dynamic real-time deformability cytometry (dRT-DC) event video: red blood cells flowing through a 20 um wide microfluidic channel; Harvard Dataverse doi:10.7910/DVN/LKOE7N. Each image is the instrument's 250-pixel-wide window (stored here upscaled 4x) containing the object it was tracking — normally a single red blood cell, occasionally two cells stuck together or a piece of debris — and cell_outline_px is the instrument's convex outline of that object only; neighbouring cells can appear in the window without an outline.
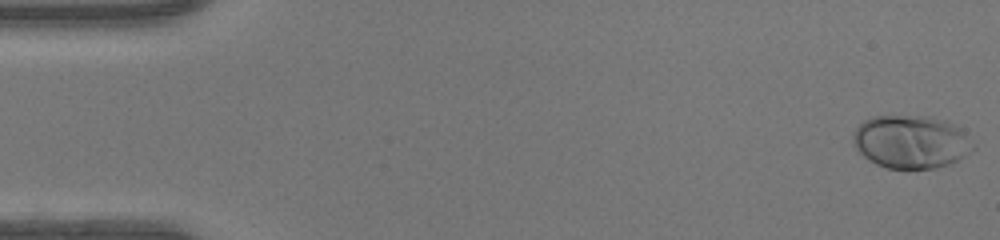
{"species": "human", "species_latin": "Homo sapiens", "temperature_condition": "warm", "stored_images_in_passage": 47, "camera_frame_rate_fps": 3000, "um_per_image_px": 0.085, "donor": {"sex": "female"}, "frame": {"image": 1, "passage_image": 1, "time_ms": 0.0, "image_size_px": [1000, 240], "cell_outline_px": [[976, 148], [964, 156], [948, 164], [936, 168], [888, 168], [876, 164], [868, 160], [852, 144], [852, 136], [856, 128], [864, 120], [872, 116], [932, 116], [948, 120], [960, 128]], "centroid_in_image_um": [77.42, 12.04], "position_along_channel_um": 7.6, "area_um2": 37.22}}
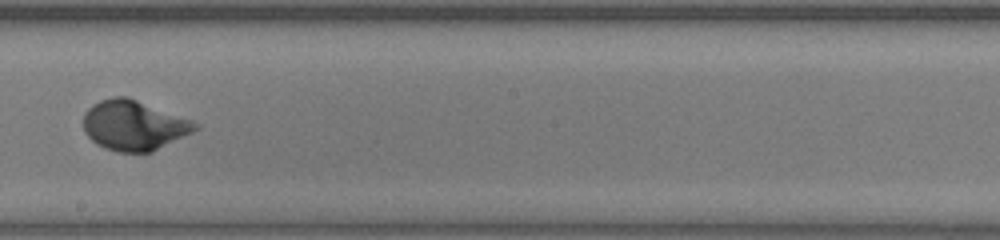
{"frame": {"image": 2, "passage_image": 27, "time_ms": 8.667, "image_size_px": [1000, 240], "cell_outline_px": [[200, 128], [152, 152], [120, 152], [104, 148], [96, 144], [84, 132], [84, 112], [92, 104], [100, 100], [112, 96], [128, 96], [192, 120], [200, 124]], "centroid_in_image_um": [11.37, 10.64], "position_along_channel_um": 236.8, "area_um2": 32.71}}
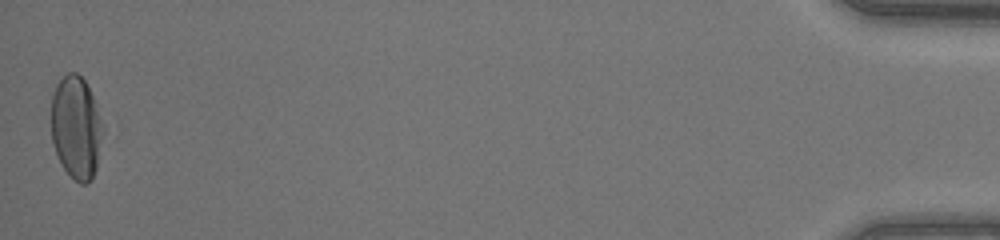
{"frame": {"image": 3, "passage_image": 47, "time_ms": 15.333, "image_size_px": [1000, 240], "cell_outline_px": [[104, 132], [96, 168], [92, 176], [84, 184], [80, 184], [64, 168], [56, 152], [52, 140], [52, 96], [56, 84], [68, 72], [76, 72], [84, 80], [92, 96], [104, 124]], "centroid_in_image_um": [6.49, 10.81], "position_along_channel_um": 428.7, "area_um2": 30.63}, "authors_computed_cell_mechanics": {"area_um2": 31.3276, "velocity_mm_per_s": 4.3843, "shape_relaxation_time_tau1_ms": 2.6771, "shape_relaxation_time_tau2_ms": null, "deformation_change_tau1": 0.1851, "deformation_change_tau2": null}}